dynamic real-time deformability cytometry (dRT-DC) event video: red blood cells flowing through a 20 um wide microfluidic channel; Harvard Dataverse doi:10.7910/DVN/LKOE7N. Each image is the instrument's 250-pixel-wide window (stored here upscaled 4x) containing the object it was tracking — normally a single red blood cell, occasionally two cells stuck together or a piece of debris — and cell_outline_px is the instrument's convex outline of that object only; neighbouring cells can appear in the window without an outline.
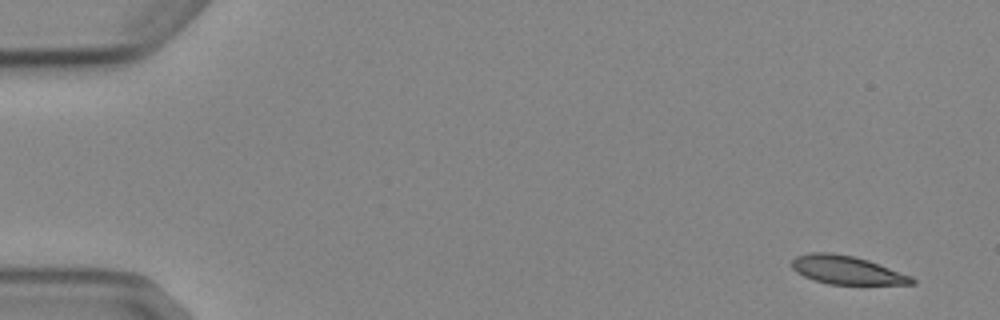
{"species": "Egyptian fruit bat (a non-hibernating species)", "species_latin": "Rousettus aegyptiacus", "temperature_condition": "cold", "stored_images_in_passage": 4, "camera_frame_rate_fps": 3000, "um_per_image_px": 0.085, "animal": {"sex": "female"}, "frame": {"image": 1, "passage_image": 1, "time_ms": 0.0, "image_size_px": [1000, 320], "cell_outline_px": [[916, 284], [828, 284], [804, 276], [796, 272], [792, 268], [792, 260], [796, 256], [808, 252], [828, 252], [852, 256], [868, 260], [912, 276], [916, 280]], "centroid_in_image_um": [71.97, 22.95], "position_along_channel_um": 13.0, "area_um2": 19.77}}